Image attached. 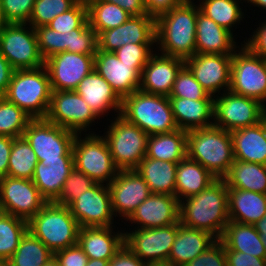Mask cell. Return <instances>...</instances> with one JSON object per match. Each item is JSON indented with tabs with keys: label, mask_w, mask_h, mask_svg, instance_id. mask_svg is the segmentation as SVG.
<instances>
[{
	"label": "cell",
	"mask_w": 266,
	"mask_h": 266,
	"mask_svg": "<svg viewBox=\"0 0 266 266\" xmlns=\"http://www.w3.org/2000/svg\"><path fill=\"white\" fill-rule=\"evenodd\" d=\"M179 221L186 227L206 231L220 239L229 223L225 181L217 179L200 193L181 200Z\"/></svg>",
	"instance_id": "6da1fadb"
},
{
	"label": "cell",
	"mask_w": 266,
	"mask_h": 266,
	"mask_svg": "<svg viewBox=\"0 0 266 266\" xmlns=\"http://www.w3.org/2000/svg\"><path fill=\"white\" fill-rule=\"evenodd\" d=\"M156 46L162 55L187 59L196 51L197 6L182 2L156 19Z\"/></svg>",
	"instance_id": "7a4b0ae2"
},
{
	"label": "cell",
	"mask_w": 266,
	"mask_h": 266,
	"mask_svg": "<svg viewBox=\"0 0 266 266\" xmlns=\"http://www.w3.org/2000/svg\"><path fill=\"white\" fill-rule=\"evenodd\" d=\"M187 156L222 179L235 160L230 132L214 125L187 131Z\"/></svg>",
	"instance_id": "3957f363"
},
{
	"label": "cell",
	"mask_w": 266,
	"mask_h": 266,
	"mask_svg": "<svg viewBox=\"0 0 266 266\" xmlns=\"http://www.w3.org/2000/svg\"><path fill=\"white\" fill-rule=\"evenodd\" d=\"M126 121L137 125L148 135L178 129L168 96L136 90L122 99L120 111Z\"/></svg>",
	"instance_id": "277c9868"
},
{
	"label": "cell",
	"mask_w": 266,
	"mask_h": 266,
	"mask_svg": "<svg viewBox=\"0 0 266 266\" xmlns=\"http://www.w3.org/2000/svg\"><path fill=\"white\" fill-rule=\"evenodd\" d=\"M28 231L53 253L78 242L80 225L69 207L47 202L28 222Z\"/></svg>",
	"instance_id": "5b68a950"
},
{
	"label": "cell",
	"mask_w": 266,
	"mask_h": 266,
	"mask_svg": "<svg viewBox=\"0 0 266 266\" xmlns=\"http://www.w3.org/2000/svg\"><path fill=\"white\" fill-rule=\"evenodd\" d=\"M52 88L45 66L36 69L14 70L6 93L8 101L16 104L32 119L47 115Z\"/></svg>",
	"instance_id": "8992f818"
},
{
	"label": "cell",
	"mask_w": 266,
	"mask_h": 266,
	"mask_svg": "<svg viewBox=\"0 0 266 266\" xmlns=\"http://www.w3.org/2000/svg\"><path fill=\"white\" fill-rule=\"evenodd\" d=\"M76 133L44 119H32L23 137L42 163L74 162L73 142Z\"/></svg>",
	"instance_id": "52a82bcc"
},
{
	"label": "cell",
	"mask_w": 266,
	"mask_h": 266,
	"mask_svg": "<svg viewBox=\"0 0 266 266\" xmlns=\"http://www.w3.org/2000/svg\"><path fill=\"white\" fill-rule=\"evenodd\" d=\"M104 133L113 162L119 170L135 169L146 156L149 135L118 115Z\"/></svg>",
	"instance_id": "ba28073f"
},
{
	"label": "cell",
	"mask_w": 266,
	"mask_h": 266,
	"mask_svg": "<svg viewBox=\"0 0 266 266\" xmlns=\"http://www.w3.org/2000/svg\"><path fill=\"white\" fill-rule=\"evenodd\" d=\"M95 133H83V139L81 134H76L72 147L74 167L96 183L109 185L119 169L113 162L105 138Z\"/></svg>",
	"instance_id": "9c48e42d"
},
{
	"label": "cell",
	"mask_w": 266,
	"mask_h": 266,
	"mask_svg": "<svg viewBox=\"0 0 266 266\" xmlns=\"http://www.w3.org/2000/svg\"><path fill=\"white\" fill-rule=\"evenodd\" d=\"M26 23H2L0 53L14 70L36 69L44 66L38 48L35 28ZM27 26V27H26Z\"/></svg>",
	"instance_id": "30bf717a"
},
{
	"label": "cell",
	"mask_w": 266,
	"mask_h": 266,
	"mask_svg": "<svg viewBox=\"0 0 266 266\" xmlns=\"http://www.w3.org/2000/svg\"><path fill=\"white\" fill-rule=\"evenodd\" d=\"M229 90L266 105V59L254 54L242 43L232 55Z\"/></svg>",
	"instance_id": "8fae6325"
},
{
	"label": "cell",
	"mask_w": 266,
	"mask_h": 266,
	"mask_svg": "<svg viewBox=\"0 0 266 266\" xmlns=\"http://www.w3.org/2000/svg\"><path fill=\"white\" fill-rule=\"evenodd\" d=\"M214 98L213 125L232 132L261 121L263 104L232 91L221 92Z\"/></svg>",
	"instance_id": "7c38bea8"
},
{
	"label": "cell",
	"mask_w": 266,
	"mask_h": 266,
	"mask_svg": "<svg viewBox=\"0 0 266 266\" xmlns=\"http://www.w3.org/2000/svg\"><path fill=\"white\" fill-rule=\"evenodd\" d=\"M45 119L76 134H81L83 131L85 133L99 117L76 91L52 90Z\"/></svg>",
	"instance_id": "4fadbf2b"
},
{
	"label": "cell",
	"mask_w": 266,
	"mask_h": 266,
	"mask_svg": "<svg viewBox=\"0 0 266 266\" xmlns=\"http://www.w3.org/2000/svg\"><path fill=\"white\" fill-rule=\"evenodd\" d=\"M0 195L3 212L27 222L47 203L29 179L1 177Z\"/></svg>",
	"instance_id": "5bb4252c"
},
{
	"label": "cell",
	"mask_w": 266,
	"mask_h": 266,
	"mask_svg": "<svg viewBox=\"0 0 266 266\" xmlns=\"http://www.w3.org/2000/svg\"><path fill=\"white\" fill-rule=\"evenodd\" d=\"M178 231V223L158 228H136L124 232V244L142 261H168Z\"/></svg>",
	"instance_id": "9a60e30c"
},
{
	"label": "cell",
	"mask_w": 266,
	"mask_h": 266,
	"mask_svg": "<svg viewBox=\"0 0 266 266\" xmlns=\"http://www.w3.org/2000/svg\"><path fill=\"white\" fill-rule=\"evenodd\" d=\"M94 56L60 52L44 61L51 88L57 91H75L79 83L94 70Z\"/></svg>",
	"instance_id": "2e32d148"
},
{
	"label": "cell",
	"mask_w": 266,
	"mask_h": 266,
	"mask_svg": "<svg viewBox=\"0 0 266 266\" xmlns=\"http://www.w3.org/2000/svg\"><path fill=\"white\" fill-rule=\"evenodd\" d=\"M96 183L68 206L80 227H111L114 213L108 185Z\"/></svg>",
	"instance_id": "e0dca14e"
},
{
	"label": "cell",
	"mask_w": 266,
	"mask_h": 266,
	"mask_svg": "<svg viewBox=\"0 0 266 266\" xmlns=\"http://www.w3.org/2000/svg\"><path fill=\"white\" fill-rule=\"evenodd\" d=\"M195 79L212 96L230 88L232 55L194 54L184 60ZM225 87V88H224Z\"/></svg>",
	"instance_id": "ac0fdd59"
},
{
	"label": "cell",
	"mask_w": 266,
	"mask_h": 266,
	"mask_svg": "<svg viewBox=\"0 0 266 266\" xmlns=\"http://www.w3.org/2000/svg\"><path fill=\"white\" fill-rule=\"evenodd\" d=\"M98 50L115 52L128 44L156 43V20L150 15L131 16L125 23L97 36Z\"/></svg>",
	"instance_id": "d6986e66"
},
{
	"label": "cell",
	"mask_w": 266,
	"mask_h": 266,
	"mask_svg": "<svg viewBox=\"0 0 266 266\" xmlns=\"http://www.w3.org/2000/svg\"><path fill=\"white\" fill-rule=\"evenodd\" d=\"M146 64H126L114 52L98 50L94 56V70L100 74L123 99L140 87V75Z\"/></svg>",
	"instance_id": "ffe728a7"
},
{
	"label": "cell",
	"mask_w": 266,
	"mask_h": 266,
	"mask_svg": "<svg viewBox=\"0 0 266 266\" xmlns=\"http://www.w3.org/2000/svg\"><path fill=\"white\" fill-rule=\"evenodd\" d=\"M108 187L113 213L124 220L151 194L148 184L135 169L119 170Z\"/></svg>",
	"instance_id": "44dd1931"
},
{
	"label": "cell",
	"mask_w": 266,
	"mask_h": 266,
	"mask_svg": "<svg viewBox=\"0 0 266 266\" xmlns=\"http://www.w3.org/2000/svg\"><path fill=\"white\" fill-rule=\"evenodd\" d=\"M179 210L176 196L151 193L126 221L142 229L165 227L179 222Z\"/></svg>",
	"instance_id": "7402d4cb"
},
{
	"label": "cell",
	"mask_w": 266,
	"mask_h": 266,
	"mask_svg": "<svg viewBox=\"0 0 266 266\" xmlns=\"http://www.w3.org/2000/svg\"><path fill=\"white\" fill-rule=\"evenodd\" d=\"M156 53L149 58L142 69L139 90L169 97L177 74L185 65V61L179 57Z\"/></svg>",
	"instance_id": "603a6c76"
},
{
	"label": "cell",
	"mask_w": 266,
	"mask_h": 266,
	"mask_svg": "<svg viewBox=\"0 0 266 266\" xmlns=\"http://www.w3.org/2000/svg\"><path fill=\"white\" fill-rule=\"evenodd\" d=\"M231 32L203 14L197 6L196 54L233 55L239 48Z\"/></svg>",
	"instance_id": "cb8c5ba5"
},
{
	"label": "cell",
	"mask_w": 266,
	"mask_h": 266,
	"mask_svg": "<svg viewBox=\"0 0 266 266\" xmlns=\"http://www.w3.org/2000/svg\"><path fill=\"white\" fill-rule=\"evenodd\" d=\"M75 91L86 101L89 107L100 118L108 111L120 115L122 99L112 89L111 85L95 70L85 76Z\"/></svg>",
	"instance_id": "d4e9b609"
},
{
	"label": "cell",
	"mask_w": 266,
	"mask_h": 266,
	"mask_svg": "<svg viewBox=\"0 0 266 266\" xmlns=\"http://www.w3.org/2000/svg\"><path fill=\"white\" fill-rule=\"evenodd\" d=\"M111 227H81L77 244L88 259L110 261L124 245V233Z\"/></svg>",
	"instance_id": "484cf974"
},
{
	"label": "cell",
	"mask_w": 266,
	"mask_h": 266,
	"mask_svg": "<svg viewBox=\"0 0 266 266\" xmlns=\"http://www.w3.org/2000/svg\"><path fill=\"white\" fill-rule=\"evenodd\" d=\"M217 240L212 234L203 230L186 227L179 221L178 231L168 257V262L177 266H185L189 261L204 253Z\"/></svg>",
	"instance_id": "4316f807"
},
{
	"label": "cell",
	"mask_w": 266,
	"mask_h": 266,
	"mask_svg": "<svg viewBox=\"0 0 266 266\" xmlns=\"http://www.w3.org/2000/svg\"><path fill=\"white\" fill-rule=\"evenodd\" d=\"M169 101L178 129L190 131L213 126L214 99L169 97Z\"/></svg>",
	"instance_id": "83f0119b"
},
{
	"label": "cell",
	"mask_w": 266,
	"mask_h": 266,
	"mask_svg": "<svg viewBox=\"0 0 266 266\" xmlns=\"http://www.w3.org/2000/svg\"><path fill=\"white\" fill-rule=\"evenodd\" d=\"M230 134L235 160L266 165V129L261 121Z\"/></svg>",
	"instance_id": "f1b7e54d"
},
{
	"label": "cell",
	"mask_w": 266,
	"mask_h": 266,
	"mask_svg": "<svg viewBox=\"0 0 266 266\" xmlns=\"http://www.w3.org/2000/svg\"><path fill=\"white\" fill-rule=\"evenodd\" d=\"M229 221L254 225L266 214V194L228 188Z\"/></svg>",
	"instance_id": "f546056e"
},
{
	"label": "cell",
	"mask_w": 266,
	"mask_h": 266,
	"mask_svg": "<svg viewBox=\"0 0 266 266\" xmlns=\"http://www.w3.org/2000/svg\"><path fill=\"white\" fill-rule=\"evenodd\" d=\"M217 178L199 162L186 156L177 165L175 196L181 201L209 187Z\"/></svg>",
	"instance_id": "4dcf8cb0"
},
{
	"label": "cell",
	"mask_w": 266,
	"mask_h": 266,
	"mask_svg": "<svg viewBox=\"0 0 266 266\" xmlns=\"http://www.w3.org/2000/svg\"><path fill=\"white\" fill-rule=\"evenodd\" d=\"M225 251H239L258 258H266V250L255 225L229 221L219 239Z\"/></svg>",
	"instance_id": "1f68e13d"
},
{
	"label": "cell",
	"mask_w": 266,
	"mask_h": 266,
	"mask_svg": "<svg viewBox=\"0 0 266 266\" xmlns=\"http://www.w3.org/2000/svg\"><path fill=\"white\" fill-rule=\"evenodd\" d=\"M178 163L144 157L135 170L148 184L151 193L175 196Z\"/></svg>",
	"instance_id": "d6a6232c"
},
{
	"label": "cell",
	"mask_w": 266,
	"mask_h": 266,
	"mask_svg": "<svg viewBox=\"0 0 266 266\" xmlns=\"http://www.w3.org/2000/svg\"><path fill=\"white\" fill-rule=\"evenodd\" d=\"M187 156V131L177 129L168 133L149 135L148 158L179 163Z\"/></svg>",
	"instance_id": "836d02e7"
},
{
	"label": "cell",
	"mask_w": 266,
	"mask_h": 266,
	"mask_svg": "<svg viewBox=\"0 0 266 266\" xmlns=\"http://www.w3.org/2000/svg\"><path fill=\"white\" fill-rule=\"evenodd\" d=\"M73 168L74 162L42 163L38 161L32 181L47 202H53L59 196Z\"/></svg>",
	"instance_id": "e575fe53"
},
{
	"label": "cell",
	"mask_w": 266,
	"mask_h": 266,
	"mask_svg": "<svg viewBox=\"0 0 266 266\" xmlns=\"http://www.w3.org/2000/svg\"><path fill=\"white\" fill-rule=\"evenodd\" d=\"M222 179L228 188L266 194V165L234 160Z\"/></svg>",
	"instance_id": "d590c367"
},
{
	"label": "cell",
	"mask_w": 266,
	"mask_h": 266,
	"mask_svg": "<svg viewBox=\"0 0 266 266\" xmlns=\"http://www.w3.org/2000/svg\"><path fill=\"white\" fill-rule=\"evenodd\" d=\"M88 9L89 25L97 36L105 30H110L125 23L131 15L116 3L101 0H85Z\"/></svg>",
	"instance_id": "8d00e7d4"
},
{
	"label": "cell",
	"mask_w": 266,
	"mask_h": 266,
	"mask_svg": "<svg viewBox=\"0 0 266 266\" xmlns=\"http://www.w3.org/2000/svg\"><path fill=\"white\" fill-rule=\"evenodd\" d=\"M199 10L219 26L233 34V27L239 25L244 18V12L239 3L242 0H199Z\"/></svg>",
	"instance_id": "74e56055"
},
{
	"label": "cell",
	"mask_w": 266,
	"mask_h": 266,
	"mask_svg": "<svg viewBox=\"0 0 266 266\" xmlns=\"http://www.w3.org/2000/svg\"><path fill=\"white\" fill-rule=\"evenodd\" d=\"M52 257L54 253L27 231L5 266H43Z\"/></svg>",
	"instance_id": "f35d334b"
},
{
	"label": "cell",
	"mask_w": 266,
	"mask_h": 266,
	"mask_svg": "<svg viewBox=\"0 0 266 266\" xmlns=\"http://www.w3.org/2000/svg\"><path fill=\"white\" fill-rule=\"evenodd\" d=\"M37 157L24 137L15 138L9 156L7 176L32 180Z\"/></svg>",
	"instance_id": "ab89813d"
},
{
	"label": "cell",
	"mask_w": 266,
	"mask_h": 266,
	"mask_svg": "<svg viewBox=\"0 0 266 266\" xmlns=\"http://www.w3.org/2000/svg\"><path fill=\"white\" fill-rule=\"evenodd\" d=\"M27 231V221L4 212L0 214V260L4 264L17 250Z\"/></svg>",
	"instance_id": "60d3db41"
},
{
	"label": "cell",
	"mask_w": 266,
	"mask_h": 266,
	"mask_svg": "<svg viewBox=\"0 0 266 266\" xmlns=\"http://www.w3.org/2000/svg\"><path fill=\"white\" fill-rule=\"evenodd\" d=\"M32 118L16 104L0 96V135L12 138L23 137Z\"/></svg>",
	"instance_id": "b9f144b4"
},
{
	"label": "cell",
	"mask_w": 266,
	"mask_h": 266,
	"mask_svg": "<svg viewBox=\"0 0 266 266\" xmlns=\"http://www.w3.org/2000/svg\"><path fill=\"white\" fill-rule=\"evenodd\" d=\"M79 0H35L27 22L33 28L47 26L56 16L71 9Z\"/></svg>",
	"instance_id": "7bdbcfd3"
},
{
	"label": "cell",
	"mask_w": 266,
	"mask_h": 266,
	"mask_svg": "<svg viewBox=\"0 0 266 266\" xmlns=\"http://www.w3.org/2000/svg\"><path fill=\"white\" fill-rule=\"evenodd\" d=\"M47 26L60 33L73 29H87L90 25L86 1L79 0L71 9L56 16Z\"/></svg>",
	"instance_id": "ee69618b"
},
{
	"label": "cell",
	"mask_w": 266,
	"mask_h": 266,
	"mask_svg": "<svg viewBox=\"0 0 266 266\" xmlns=\"http://www.w3.org/2000/svg\"><path fill=\"white\" fill-rule=\"evenodd\" d=\"M169 97H181L192 100L215 98L201 86L186 65H184L177 74Z\"/></svg>",
	"instance_id": "f6af8a7d"
},
{
	"label": "cell",
	"mask_w": 266,
	"mask_h": 266,
	"mask_svg": "<svg viewBox=\"0 0 266 266\" xmlns=\"http://www.w3.org/2000/svg\"><path fill=\"white\" fill-rule=\"evenodd\" d=\"M95 184V181L74 167L66 178L59 196L53 202L68 207L78 195H82Z\"/></svg>",
	"instance_id": "bcb514c9"
},
{
	"label": "cell",
	"mask_w": 266,
	"mask_h": 266,
	"mask_svg": "<svg viewBox=\"0 0 266 266\" xmlns=\"http://www.w3.org/2000/svg\"><path fill=\"white\" fill-rule=\"evenodd\" d=\"M38 48L44 60L52 55L66 51L68 47V32L60 33L48 26L35 28Z\"/></svg>",
	"instance_id": "7dc6e473"
},
{
	"label": "cell",
	"mask_w": 266,
	"mask_h": 266,
	"mask_svg": "<svg viewBox=\"0 0 266 266\" xmlns=\"http://www.w3.org/2000/svg\"><path fill=\"white\" fill-rule=\"evenodd\" d=\"M35 0H0L2 23H26L32 14Z\"/></svg>",
	"instance_id": "c3c4849f"
},
{
	"label": "cell",
	"mask_w": 266,
	"mask_h": 266,
	"mask_svg": "<svg viewBox=\"0 0 266 266\" xmlns=\"http://www.w3.org/2000/svg\"><path fill=\"white\" fill-rule=\"evenodd\" d=\"M97 49V34L91 26L87 29H73L68 32L67 52L95 55Z\"/></svg>",
	"instance_id": "681fc988"
},
{
	"label": "cell",
	"mask_w": 266,
	"mask_h": 266,
	"mask_svg": "<svg viewBox=\"0 0 266 266\" xmlns=\"http://www.w3.org/2000/svg\"><path fill=\"white\" fill-rule=\"evenodd\" d=\"M153 45L128 43L114 53L121 62L126 64H147L149 58L154 54Z\"/></svg>",
	"instance_id": "f907efd6"
},
{
	"label": "cell",
	"mask_w": 266,
	"mask_h": 266,
	"mask_svg": "<svg viewBox=\"0 0 266 266\" xmlns=\"http://www.w3.org/2000/svg\"><path fill=\"white\" fill-rule=\"evenodd\" d=\"M185 266H227L226 251L218 239L204 253L189 261Z\"/></svg>",
	"instance_id": "816d5d0a"
},
{
	"label": "cell",
	"mask_w": 266,
	"mask_h": 266,
	"mask_svg": "<svg viewBox=\"0 0 266 266\" xmlns=\"http://www.w3.org/2000/svg\"><path fill=\"white\" fill-rule=\"evenodd\" d=\"M54 257L59 266H85L88 261V256L78 244L54 252Z\"/></svg>",
	"instance_id": "f5cc1de1"
},
{
	"label": "cell",
	"mask_w": 266,
	"mask_h": 266,
	"mask_svg": "<svg viewBox=\"0 0 266 266\" xmlns=\"http://www.w3.org/2000/svg\"><path fill=\"white\" fill-rule=\"evenodd\" d=\"M259 27L254 30L250 38L245 39L246 45L254 54L266 59V20L259 23Z\"/></svg>",
	"instance_id": "db71d44e"
},
{
	"label": "cell",
	"mask_w": 266,
	"mask_h": 266,
	"mask_svg": "<svg viewBox=\"0 0 266 266\" xmlns=\"http://www.w3.org/2000/svg\"><path fill=\"white\" fill-rule=\"evenodd\" d=\"M227 266H266V258H258L239 251H226Z\"/></svg>",
	"instance_id": "11a10c76"
},
{
	"label": "cell",
	"mask_w": 266,
	"mask_h": 266,
	"mask_svg": "<svg viewBox=\"0 0 266 266\" xmlns=\"http://www.w3.org/2000/svg\"><path fill=\"white\" fill-rule=\"evenodd\" d=\"M125 244L109 261V266H146Z\"/></svg>",
	"instance_id": "9f6ffc18"
},
{
	"label": "cell",
	"mask_w": 266,
	"mask_h": 266,
	"mask_svg": "<svg viewBox=\"0 0 266 266\" xmlns=\"http://www.w3.org/2000/svg\"><path fill=\"white\" fill-rule=\"evenodd\" d=\"M181 3V0H144L147 15L155 19Z\"/></svg>",
	"instance_id": "6f0895ef"
},
{
	"label": "cell",
	"mask_w": 266,
	"mask_h": 266,
	"mask_svg": "<svg viewBox=\"0 0 266 266\" xmlns=\"http://www.w3.org/2000/svg\"><path fill=\"white\" fill-rule=\"evenodd\" d=\"M15 138L0 135V178L7 176L9 156Z\"/></svg>",
	"instance_id": "680465c9"
},
{
	"label": "cell",
	"mask_w": 266,
	"mask_h": 266,
	"mask_svg": "<svg viewBox=\"0 0 266 266\" xmlns=\"http://www.w3.org/2000/svg\"><path fill=\"white\" fill-rule=\"evenodd\" d=\"M101 1L116 3L131 16H142L147 14L144 5V0H101Z\"/></svg>",
	"instance_id": "91938a15"
},
{
	"label": "cell",
	"mask_w": 266,
	"mask_h": 266,
	"mask_svg": "<svg viewBox=\"0 0 266 266\" xmlns=\"http://www.w3.org/2000/svg\"><path fill=\"white\" fill-rule=\"evenodd\" d=\"M14 69L7 59L0 53V96H3L9 86Z\"/></svg>",
	"instance_id": "94428289"
},
{
	"label": "cell",
	"mask_w": 266,
	"mask_h": 266,
	"mask_svg": "<svg viewBox=\"0 0 266 266\" xmlns=\"http://www.w3.org/2000/svg\"><path fill=\"white\" fill-rule=\"evenodd\" d=\"M254 225L260 236H266V214Z\"/></svg>",
	"instance_id": "6125c7cd"
},
{
	"label": "cell",
	"mask_w": 266,
	"mask_h": 266,
	"mask_svg": "<svg viewBox=\"0 0 266 266\" xmlns=\"http://www.w3.org/2000/svg\"><path fill=\"white\" fill-rule=\"evenodd\" d=\"M85 266H109V261L102 259H88Z\"/></svg>",
	"instance_id": "be15d7a7"
},
{
	"label": "cell",
	"mask_w": 266,
	"mask_h": 266,
	"mask_svg": "<svg viewBox=\"0 0 266 266\" xmlns=\"http://www.w3.org/2000/svg\"><path fill=\"white\" fill-rule=\"evenodd\" d=\"M247 1V3H251L250 5H254L257 7H260L261 9L263 8V10H266V0H245V2Z\"/></svg>",
	"instance_id": "e7e4bbea"
},
{
	"label": "cell",
	"mask_w": 266,
	"mask_h": 266,
	"mask_svg": "<svg viewBox=\"0 0 266 266\" xmlns=\"http://www.w3.org/2000/svg\"><path fill=\"white\" fill-rule=\"evenodd\" d=\"M146 266H177L168 261L165 262H149Z\"/></svg>",
	"instance_id": "03108f58"
},
{
	"label": "cell",
	"mask_w": 266,
	"mask_h": 266,
	"mask_svg": "<svg viewBox=\"0 0 266 266\" xmlns=\"http://www.w3.org/2000/svg\"><path fill=\"white\" fill-rule=\"evenodd\" d=\"M43 266H59L58 261L55 257H52L48 262H46Z\"/></svg>",
	"instance_id": "003e7915"
},
{
	"label": "cell",
	"mask_w": 266,
	"mask_h": 266,
	"mask_svg": "<svg viewBox=\"0 0 266 266\" xmlns=\"http://www.w3.org/2000/svg\"><path fill=\"white\" fill-rule=\"evenodd\" d=\"M261 122L266 129V105L263 106L262 115H261Z\"/></svg>",
	"instance_id": "a7ac6f4b"
},
{
	"label": "cell",
	"mask_w": 266,
	"mask_h": 266,
	"mask_svg": "<svg viewBox=\"0 0 266 266\" xmlns=\"http://www.w3.org/2000/svg\"><path fill=\"white\" fill-rule=\"evenodd\" d=\"M263 246L265 247L266 250V236H261Z\"/></svg>",
	"instance_id": "89a4df30"
},
{
	"label": "cell",
	"mask_w": 266,
	"mask_h": 266,
	"mask_svg": "<svg viewBox=\"0 0 266 266\" xmlns=\"http://www.w3.org/2000/svg\"><path fill=\"white\" fill-rule=\"evenodd\" d=\"M3 212L2 205H1V195H0V214Z\"/></svg>",
	"instance_id": "2644e50d"
},
{
	"label": "cell",
	"mask_w": 266,
	"mask_h": 266,
	"mask_svg": "<svg viewBox=\"0 0 266 266\" xmlns=\"http://www.w3.org/2000/svg\"><path fill=\"white\" fill-rule=\"evenodd\" d=\"M182 2H193L194 0H181Z\"/></svg>",
	"instance_id": "8c879c8a"
},
{
	"label": "cell",
	"mask_w": 266,
	"mask_h": 266,
	"mask_svg": "<svg viewBox=\"0 0 266 266\" xmlns=\"http://www.w3.org/2000/svg\"><path fill=\"white\" fill-rule=\"evenodd\" d=\"M0 266H5V264L0 260Z\"/></svg>",
	"instance_id": "753ad0ef"
}]
</instances>
